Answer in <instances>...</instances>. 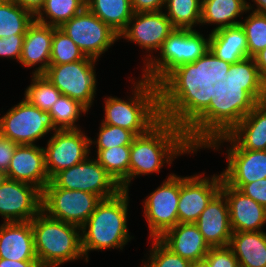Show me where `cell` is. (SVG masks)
I'll list each match as a JSON object with an SVG mask.
<instances>
[{"instance_id": "e575fe53", "label": "cell", "mask_w": 266, "mask_h": 267, "mask_svg": "<svg viewBox=\"0 0 266 267\" xmlns=\"http://www.w3.org/2000/svg\"><path fill=\"white\" fill-rule=\"evenodd\" d=\"M86 112L84 105L66 95H61L48 111L57 130L79 129L75 123Z\"/></svg>"}, {"instance_id": "484cf974", "label": "cell", "mask_w": 266, "mask_h": 267, "mask_svg": "<svg viewBox=\"0 0 266 267\" xmlns=\"http://www.w3.org/2000/svg\"><path fill=\"white\" fill-rule=\"evenodd\" d=\"M209 37V50L217 58L233 64L248 57L247 38L241 25L211 31Z\"/></svg>"}, {"instance_id": "ee69618b", "label": "cell", "mask_w": 266, "mask_h": 267, "mask_svg": "<svg viewBox=\"0 0 266 267\" xmlns=\"http://www.w3.org/2000/svg\"><path fill=\"white\" fill-rule=\"evenodd\" d=\"M17 144L0 135V170L7 172Z\"/></svg>"}, {"instance_id": "7dc6e473", "label": "cell", "mask_w": 266, "mask_h": 267, "mask_svg": "<svg viewBox=\"0 0 266 267\" xmlns=\"http://www.w3.org/2000/svg\"><path fill=\"white\" fill-rule=\"evenodd\" d=\"M0 267H42L39 261H14L0 258Z\"/></svg>"}, {"instance_id": "d6986e66", "label": "cell", "mask_w": 266, "mask_h": 267, "mask_svg": "<svg viewBox=\"0 0 266 267\" xmlns=\"http://www.w3.org/2000/svg\"><path fill=\"white\" fill-rule=\"evenodd\" d=\"M6 174L8 179L33 185L42 192L50 182L44 147L17 145Z\"/></svg>"}, {"instance_id": "f35d334b", "label": "cell", "mask_w": 266, "mask_h": 267, "mask_svg": "<svg viewBox=\"0 0 266 267\" xmlns=\"http://www.w3.org/2000/svg\"><path fill=\"white\" fill-rule=\"evenodd\" d=\"M136 135L122 127L101 123L98 139H90V145L96 144L97 149H109L116 146L131 145Z\"/></svg>"}, {"instance_id": "7bdbcfd3", "label": "cell", "mask_w": 266, "mask_h": 267, "mask_svg": "<svg viewBox=\"0 0 266 267\" xmlns=\"http://www.w3.org/2000/svg\"><path fill=\"white\" fill-rule=\"evenodd\" d=\"M25 35L0 38V57L20 61Z\"/></svg>"}, {"instance_id": "ab89813d", "label": "cell", "mask_w": 266, "mask_h": 267, "mask_svg": "<svg viewBox=\"0 0 266 267\" xmlns=\"http://www.w3.org/2000/svg\"><path fill=\"white\" fill-rule=\"evenodd\" d=\"M151 240L149 259L142 267H190V261L172 252L159 239Z\"/></svg>"}, {"instance_id": "ba28073f", "label": "cell", "mask_w": 266, "mask_h": 267, "mask_svg": "<svg viewBox=\"0 0 266 267\" xmlns=\"http://www.w3.org/2000/svg\"><path fill=\"white\" fill-rule=\"evenodd\" d=\"M56 130L48 111L31 105L25 98L0 117V135L17 145H34L35 141Z\"/></svg>"}, {"instance_id": "74e56055", "label": "cell", "mask_w": 266, "mask_h": 267, "mask_svg": "<svg viewBox=\"0 0 266 267\" xmlns=\"http://www.w3.org/2000/svg\"><path fill=\"white\" fill-rule=\"evenodd\" d=\"M241 21L244 29L247 44L248 57H254L261 50L266 48V14L251 12L247 19Z\"/></svg>"}, {"instance_id": "836d02e7", "label": "cell", "mask_w": 266, "mask_h": 267, "mask_svg": "<svg viewBox=\"0 0 266 267\" xmlns=\"http://www.w3.org/2000/svg\"><path fill=\"white\" fill-rule=\"evenodd\" d=\"M202 0H166L165 14L175 29H191L201 22Z\"/></svg>"}, {"instance_id": "9a60e30c", "label": "cell", "mask_w": 266, "mask_h": 267, "mask_svg": "<svg viewBox=\"0 0 266 267\" xmlns=\"http://www.w3.org/2000/svg\"><path fill=\"white\" fill-rule=\"evenodd\" d=\"M42 192L35 186L6 179L0 186V215L4 222H28L40 211Z\"/></svg>"}, {"instance_id": "7c38bea8", "label": "cell", "mask_w": 266, "mask_h": 267, "mask_svg": "<svg viewBox=\"0 0 266 267\" xmlns=\"http://www.w3.org/2000/svg\"><path fill=\"white\" fill-rule=\"evenodd\" d=\"M60 29L70 37L85 56L96 60L115 41L119 40V34L102 22L87 7L65 22Z\"/></svg>"}, {"instance_id": "c3c4849f", "label": "cell", "mask_w": 266, "mask_h": 267, "mask_svg": "<svg viewBox=\"0 0 266 267\" xmlns=\"http://www.w3.org/2000/svg\"><path fill=\"white\" fill-rule=\"evenodd\" d=\"M253 58L255 60L256 66L258 67L259 73L261 74L262 78L266 81V48L261 50Z\"/></svg>"}, {"instance_id": "2e32d148", "label": "cell", "mask_w": 266, "mask_h": 267, "mask_svg": "<svg viewBox=\"0 0 266 267\" xmlns=\"http://www.w3.org/2000/svg\"><path fill=\"white\" fill-rule=\"evenodd\" d=\"M222 175L212 178L193 175L180 177V196L178 201V222L195 223L211 199L220 191Z\"/></svg>"}, {"instance_id": "44dd1931", "label": "cell", "mask_w": 266, "mask_h": 267, "mask_svg": "<svg viewBox=\"0 0 266 267\" xmlns=\"http://www.w3.org/2000/svg\"><path fill=\"white\" fill-rule=\"evenodd\" d=\"M210 247H226L232 236L229 208L225 195L219 191L195 222Z\"/></svg>"}, {"instance_id": "60d3db41", "label": "cell", "mask_w": 266, "mask_h": 267, "mask_svg": "<svg viewBox=\"0 0 266 267\" xmlns=\"http://www.w3.org/2000/svg\"><path fill=\"white\" fill-rule=\"evenodd\" d=\"M205 259L210 267H239L235 254L228 246L211 247Z\"/></svg>"}, {"instance_id": "7a4b0ae2", "label": "cell", "mask_w": 266, "mask_h": 267, "mask_svg": "<svg viewBox=\"0 0 266 267\" xmlns=\"http://www.w3.org/2000/svg\"><path fill=\"white\" fill-rule=\"evenodd\" d=\"M216 82L214 99L185 129L189 143L196 149L206 148L215 138L228 134L258 103L243 87Z\"/></svg>"}, {"instance_id": "4fadbf2b", "label": "cell", "mask_w": 266, "mask_h": 267, "mask_svg": "<svg viewBox=\"0 0 266 267\" xmlns=\"http://www.w3.org/2000/svg\"><path fill=\"white\" fill-rule=\"evenodd\" d=\"M180 176L170 174L168 178L144 201V216L148 222L150 239L160 238L178 222Z\"/></svg>"}, {"instance_id": "d4e9b609", "label": "cell", "mask_w": 266, "mask_h": 267, "mask_svg": "<svg viewBox=\"0 0 266 267\" xmlns=\"http://www.w3.org/2000/svg\"><path fill=\"white\" fill-rule=\"evenodd\" d=\"M158 239L172 252L190 262L204 259L211 248L195 223H178Z\"/></svg>"}, {"instance_id": "f907efd6", "label": "cell", "mask_w": 266, "mask_h": 267, "mask_svg": "<svg viewBox=\"0 0 266 267\" xmlns=\"http://www.w3.org/2000/svg\"><path fill=\"white\" fill-rule=\"evenodd\" d=\"M190 267H210V265L208 261L204 258L201 260L191 262Z\"/></svg>"}, {"instance_id": "8992f818", "label": "cell", "mask_w": 266, "mask_h": 267, "mask_svg": "<svg viewBox=\"0 0 266 267\" xmlns=\"http://www.w3.org/2000/svg\"><path fill=\"white\" fill-rule=\"evenodd\" d=\"M31 226L35 252L42 267H59L85 257L81 227L51 218L42 210L31 220Z\"/></svg>"}, {"instance_id": "5b68a950", "label": "cell", "mask_w": 266, "mask_h": 267, "mask_svg": "<svg viewBox=\"0 0 266 267\" xmlns=\"http://www.w3.org/2000/svg\"><path fill=\"white\" fill-rule=\"evenodd\" d=\"M134 85L129 101L108 97L105 101V117L101 123L122 127L136 136L146 134L161 120L158 85L141 78Z\"/></svg>"}, {"instance_id": "30bf717a", "label": "cell", "mask_w": 266, "mask_h": 267, "mask_svg": "<svg viewBox=\"0 0 266 267\" xmlns=\"http://www.w3.org/2000/svg\"><path fill=\"white\" fill-rule=\"evenodd\" d=\"M96 59L86 56L72 63L49 65L43 74L61 92L79 101L88 110L96 94Z\"/></svg>"}, {"instance_id": "6da1fadb", "label": "cell", "mask_w": 266, "mask_h": 267, "mask_svg": "<svg viewBox=\"0 0 266 267\" xmlns=\"http://www.w3.org/2000/svg\"><path fill=\"white\" fill-rule=\"evenodd\" d=\"M231 63L210 50L170 71L157 85L161 119L186 129L214 99V84L227 79Z\"/></svg>"}, {"instance_id": "816d5d0a", "label": "cell", "mask_w": 266, "mask_h": 267, "mask_svg": "<svg viewBox=\"0 0 266 267\" xmlns=\"http://www.w3.org/2000/svg\"><path fill=\"white\" fill-rule=\"evenodd\" d=\"M6 179H7L6 172L0 170V186L5 182Z\"/></svg>"}, {"instance_id": "8d00e7d4", "label": "cell", "mask_w": 266, "mask_h": 267, "mask_svg": "<svg viewBox=\"0 0 266 267\" xmlns=\"http://www.w3.org/2000/svg\"><path fill=\"white\" fill-rule=\"evenodd\" d=\"M86 56L60 28L54 27L50 65H59L83 60Z\"/></svg>"}, {"instance_id": "ffe728a7", "label": "cell", "mask_w": 266, "mask_h": 267, "mask_svg": "<svg viewBox=\"0 0 266 267\" xmlns=\"http://www.w3.org/2000/svg\"><path fill=\"white\" fill-rule=\"evenodd\" d=\"M220 191L225 195L233 232L262 231L266 223V208L223 180Z\"/></svg>"}, {"instance_id": "3957f363", "label": "cell", "mask_w": 266, "mask_h": 267, "mask_svg": "<svg viewBox=\"0 0 266 267\" xmlns=\"http://www.w3.org/2000/svg\"><path fill=\"white\" fill-rule=\"evenodd\" d=\"M197 150L189 143L185 130L161 119L146 134L136 136L130 145L129 186L132 178L160 172L167 163Z\"/></svg>"}, {"instance_id": "d590c367", "label": "cell", "mask_w": 266, "mask_h": 267, "mask_svg": "<svg viewBox=\"0 0 266 267\" xmlns=\"http://www.w3.org/2000/svg\"><path fill=\"white\" fill-rule=\"evenodd\" d=\"M61 92L43 74H32V82L25 90V99L40 110L49 111Z\"/></svg>"}, {"instance_id": "ac0fdd59", "label": "cell", "mask_w": 266, "mask_h": 267, "mask_svg": "<svg viewBox=\"0 0 266 267\" xmlns=\"http://www.w3.org/2000/svg\"><path fill=\"white\" fill-rule=\"evenodd\" d=\"M229 149L266 150V100L255 107L226 135L215 138L206 148L218 149L223 142Z\"/></svg>"}, {"instance_id": "f1b7e54d", "label": "cell", "mask_w": 266, "mask_h": 267, "mask_svg": "<svg viewBox=\"0 0 266 267\" xmlns=\"http://www.w3.org/2000/svg\"><path fill=\"white\" fill-rule=\"evenodd\" d=\"M226 81L228 86L243 87L257 102L266 100V81L252 57L231 64Z\"/></svg>"}, {"instance_id": "bcb514c9", "label": "cell", "mask_w": 266, "mask_h": 267, "mask_svg": "<svg viewBox=\"0 0 266 267\" xmlns=\"http://www.w3.org/2000/svg\"><path fill=\"white\" fill-rule=\"evenodd\" d=\"M26 10L30 11L34 16L42 8L45 0H11Z\"/></svg>"}, {"instance_id": "cb8c5ba5", "label": "cell", "mask_w": 266, "mask_h": 267, "mask_svg": "<svg viewBox=\"0 0 266 267\" xmlns=\"http://www.w3.org/2000/svg\"><path fill=\"white\" fill-rule=\"evenodd\" d=\"M0 258L38 261L31 221L4 222L0 225Z\"/></svg>"}, {"instance_id": "4dcf8cb0", "label": "cell", "mask_w": 266, "mask_h": 267, "mask_svg": "<svg viewBox=\"0 0 266 267\" xmlns=\"http://www.w3.org/2000/svg\"><path fill=\"white\" fill-rule=\"evenodd\" d=\"M96 160L121 186L122 190L129 191L130 145L97 149Z\"/></svg>"}, {"instance_id": "7402d4cb", "label": "cell", "mask_w": 266, "mask_h": 267, "mask_svg": "<svg viewBox=\"0 0 266 267\" xmlns=\"http://www.w3.org/2000/svg\"><path fill=\"white\" fill-rule=\"evenodd\" d=\"M227 169L221 172L226 184H247L266 178V150L228 149Z\"/></svg>"}, {"instance_id": "d6a6232c", "label": "cell", "mask_w": 266, "mask_h": 267, "mask_svg": "<svg viewBox=\"0 0 266 267\" xmlns=\"http://www.w3.org/2000/svg\"><path fill=\"white\" fill-rule=\"evenodd\" d=\"M35 16L14 1L0 3V38L25 35Z\"/></svg>"}, {"instance_id": "4316f807", "label": "cell", "mask_w": 266, "mask_h": 267, "mask_svg": "<svg viewBox=\"0 0 266 267\" xmlns=\"http://www.w3.org/2000/svg\"><path fill=\"white\" fill-rule=\"evenodd\" d=\"M228 247L235 254L239 267H266L265 232H233Z\"/></svg>"}, {"instance_id": "8fae6325", "label": "cell", "mask_w": 266, "mask_h": 267, "mask_svg": "<svg viewBox=\"0 0 266 267\" xmlns=\"http://www.w3.org/2000/svg\"><path fill=\"white\" fill-rule=\"evenodd\" d=\"M50 182L55 187L92 193L101 199L111 198L122 190L104 167L90 157L59 171L50 179Z\"/></svg>"}, {"instance_id": "e0dca14e", "label": "cell", "mask_w": 266, "mask_h": 267, "mask_svg": "<svg viewBox=\"0 0 266 267\" xmlns=\"http://www.w3.org/2000/svg\"><path fill=\"white\" fill-rule=\"evenodd\" d=\"M174 30L165 12H140L133 14L126 28L119 34V38L133 41L153 53V50L157 52L161 49L164 41Z\"/></svg>"}, {"instance_id": "83f0119b", "label": "cell", "mask_w": 266, "mask_h": 267, "mask_svg": "<svg viewBox=\"0 0 266 267\" xmlns=\"http://www.w3.org/2000/svg\"><path fill=\"white\" fill-rule=\"evenodd\" d=\"M252 8L246 0H202L200 24L218 25L212 31L237 26L241 22L234 19Z\"/></svg>"}, {"instance_id": "1f68e13d", "label": "cell", "mask_w": 266, "mask_h": 267, "mask_svg": "<svg viewBox=\"0 0 266 267\" xmlns=\"http://www.w3.org/2000/svg\"><path fill=\"white\" fill-rule=\"evenodd\" d=\"M86 7V0H45L35 20L56 28L72 19ZM46 17H44V16ZM47 19H50L47 21Z\"/></svg>"}, {"instance_id": "277c9868", "label": "cell", "mask_w": 266, "mask_h": 267, "mask_svg": "<svg viewBox=\"0 0 266 267\" xmlns=\"http://www.w3.org/2000/svg\"><path fill=\"white\" fill-rule=\"evenodd\" d=\"M128 192L121 190L111 198L102 199L81 226V245L86 262L89 261V251L111 248L122 250L131 240L127 228Z\"/></svg>"}, {"instance_id": "681fc988", "label": "cell", "mask_w": 266, "mask_h": 267, "mask_svg": "<svg viewBox=\"0 0 266 267\" xmlns=\"http://www.w3.org/2000/svg\"><path fill=\"white\" fill-rule=\"evenodd\" d=\"M257 5L253 12L260 13V14H266V0H252V2Z\"/></svg>"}, {"instance_id": "52a82bcc", "label": "cell", "mask_w": 266, "mask_h": 267, "mask_svg": "<svg viewBox=\"0 0 266 267\" xmlns=\"http://www.w3.org/2000/svg\"><path fill=\"white\" fill-rule=\"evenodd\" d=\"M209 41L210 37L204 38L197 30L175 29L164 41L159 57L147 55L143 78L158 84L177 66L192 63L203 56L209 50Z\"/></svg>"}, {"instance_id": "9c48e42d", "label": "cell", "mask_w": 266, "mask_h": 267, "mask_svg": "<svg viewBox=\"0 0 266 267\" xmlns=\"http://www.w3.org/2000/svg\"><path fill=\"white\" fill-rule=\"evenodd\" d=\"M102 199L92 193L55 187L42 190L41 210L51 218L81 227Z\"/></svg>"}, {"instance_id": "603a6c76", "label": "cell", "mask_w": 266, "mask_h": 267, "mask_svg": "<svg viewBox=\"0 0 266 267\" xmlns=\"http://www.w3.org/2000/svg\"><path fill=\"white\" fill-rule=\"evenodd\" d=\"M54 27L34 20L27 28L19 63L24 67L41 64L32 74H44L50 65Z\"/></svg>"}, {"instance_id": "f546056e", "label": "cell", "mask_w": 266, "mask_h": 267, "mask_svg": "<svg viewBox=\"0 0 266 267\" xmlns=\"http://www.w3.org/2000/svg\"><path fill=\"white\" fill-rule=\"evenodd\" d=\"M86 7L117 34L126 28L134 14L131 0H86Z\"/></svg>"}, {"instance_id": "f6af8a7d", "label": "cell", "mask_w": 266, "mask_h": 267, "mask_svg": "<svg viewBox=\"0 0 266 267\" xmlns=\"http://www.w3.org/2000/svg\"><path fill=\"white\" fill-rule=\"evenodd\" d=\"M166 0H131L134 13L162 11Z\"/></svg>"}, {"instance_id": "5bb4252c", "label": "cell", "mask_w": 266, "mask_h": 267, "mask_svg": "<svg viewBox=\"0 0 266 267\" xmlns=\"http://www.w3.org/2000/svg\"><path fill=\"white\" fill-rule=\"evenodd\" d=\"M90 139L80 128L56 130L44 148L49 179L84 161L90 154Z\"/></svg>"}, {"instance_id": "b9f144b4", "label": "cell", "mask_w": 266, "mask_h": 267, "mask_svg": "<svg viewBox=\"0 0 266 267\" xmlns=\"http://www.w3.org/2000/svg\"><path fill=\"white\" fill-rule=\"evenodd\" d=\"M266 208V178L247 184H227Z\"/></svg>"}]
</instances>
